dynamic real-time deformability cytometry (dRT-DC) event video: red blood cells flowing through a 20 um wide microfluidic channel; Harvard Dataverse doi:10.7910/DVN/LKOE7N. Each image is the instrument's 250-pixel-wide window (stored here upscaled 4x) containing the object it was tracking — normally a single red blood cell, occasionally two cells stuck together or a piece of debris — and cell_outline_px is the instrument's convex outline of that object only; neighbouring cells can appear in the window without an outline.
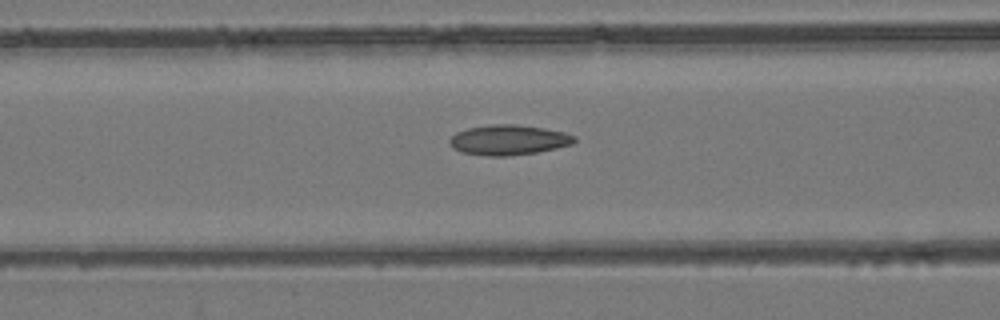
{"species": "common noctule bat (a hibernating species)", "species_latin": "Nyctalus noctula", "temperature_condition": "room temperature", "stored_images_in_passage": 53, "camera_frame_rate_fps": 3000, "um_per_image_px": 0.085, "animal": {"sex": "female", "body_mass_g": 24.6, "forearm_length_mm": 56.2}, "frame": {"image": 1, "passage_image": 22, "time_ms": 7.0, "image_size_px": [1000, 320], "cell_outline_px": [[576, 140], [572, 144], [556, 148], [536, 152], [508, 156], [492, 156], [460, 152], [452, 148], [448, 144], [448, 140], [456, 132], [468, 128], [492, 124], [512, 124], [544, 128], [564, 132], [576, 136]], "centroid_in_image_um": [43.2, 11.89], "position_along_channel_um": 123.4, "area_um2": 21.91}}
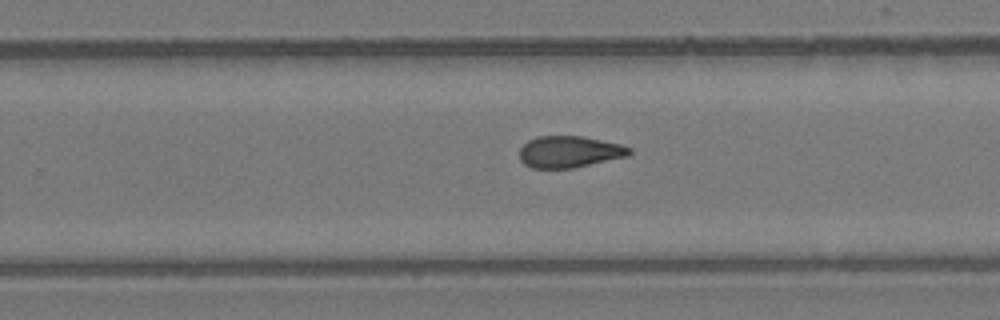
{"frame": {"image": 2, "passage_image": 34, "time_ms": 11.0, "image_size_px": [1000, 320], "cell_outline_px": [[632, 152], [628, 156], [572, 168], [532, 168], [524, 164], [520, 160], [520, 148], [528, 140], [536, 136], [584, 136], [620, 144], [632, 148]], "centroid_in_image_um": [48.39, 12.89], "position_along_channel_um": 281.4, "area_um2": 20.29}}
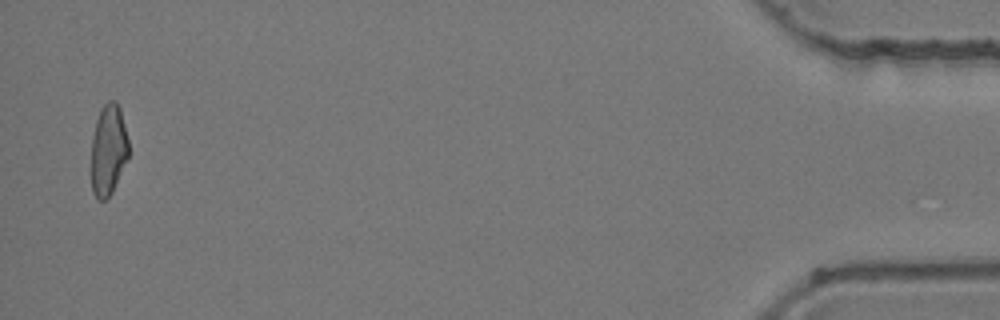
{"frame": {"image": 3, "passage_image": 52, "time_ms": 17.0, "image_size_px": [1000, 320], "cell_outline_px": [[128, 160], [112, 192], [104, 200], [96, 200], [92, 192], [92, 136], [96, 120], [100, 108], [108, 100], [116, 100], [120, 108], [128, 140]], "centroid_in_image_um": [9.21, 12.73], "position_along_channel_um": 426.0, "area_um2": 19.94}, "authors_computed_cell_mechanics": {"area_um2": 20.9814, "velocity_mm_per_s": 3.9598, "shape_relaxation_time_tau1_ms": null, "shape_relaxation_time_tau2_ms": 2.8264, "deformation_change_tau1": null, "deformation_change_tau2": 0.0927}}